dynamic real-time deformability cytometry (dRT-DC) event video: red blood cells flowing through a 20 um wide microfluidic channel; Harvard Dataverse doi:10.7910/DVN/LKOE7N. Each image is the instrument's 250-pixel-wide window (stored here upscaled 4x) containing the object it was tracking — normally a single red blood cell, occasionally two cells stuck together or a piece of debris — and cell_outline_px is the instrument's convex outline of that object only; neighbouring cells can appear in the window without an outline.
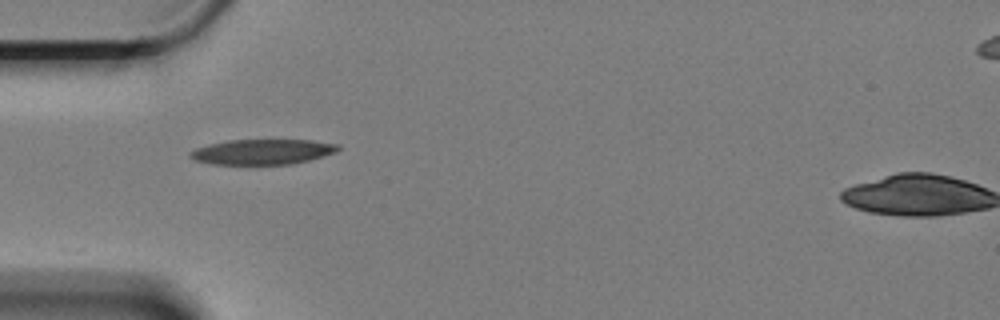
{"species": "Egyptian fruit bat (a non-hibernating species)", "species_latin": "Rousettus aegyptiacus", "temperature_condition": "cold", "stored_images_in_passage": 13, "camera_frame_rate_fps": 3000, "um_per_image_px": 0.085, "animal": {"sex": "female"}, "frame": {"image": 1, "passage_image": 1, "time_ms": 0.0, "image_size_px": [1000, 320], "cell_outline_px": [[340, 148], [336, 152], [308, 160], [292, 164], [212, 164], [196, 160], [188, 156], [188, 152], [196, 148], [208, 144], [228, 140], [312, 140], [340, 144]], "centroid_in_image_um": [22.3, 12.89], "position_along_channel_um": 62.7, "area_um2": 21.73}}
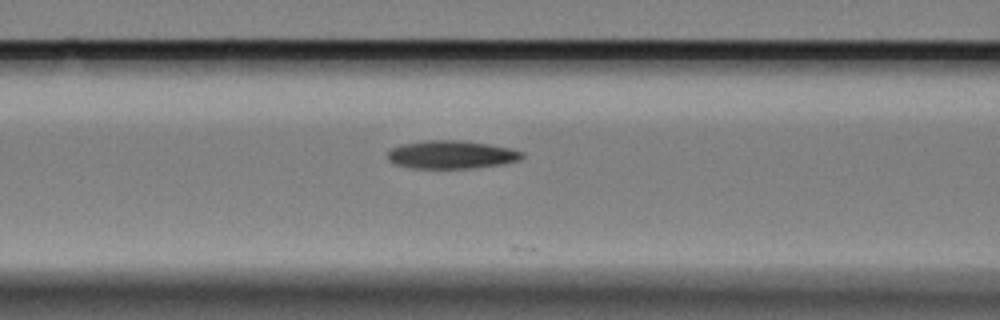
{"frame": {"image": 2, "passage_image": 7, "time_ms": 2.0, "image_size_px": [1000, 320], "cell_outline_px": [[524, 156], [520, 160], [500, 164], [472, 168], [412, 168], [396, 164], [388, 160], [388, 152], [392, 148], [404, 144], [424, 140], [460, 140], [488, 144], [512, 148], [524, 152]], "centroid_in_image_um": [38.4, 13.14], "position_along_channel_um": 128.2, "area_um2": 21.96}}
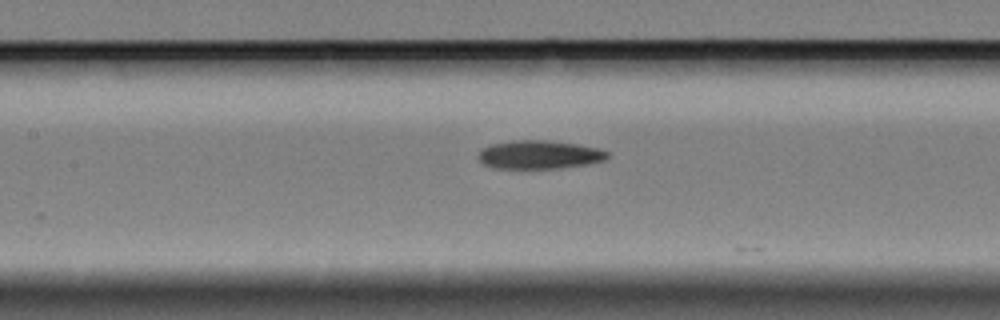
{"frame": {"image": 3, "passage_image": 10, "time_ms": 3.0, "image_size_px": [1000, 320], "cell_outline_px": [[608, 156], [604, 160], [588, 164], [560, 168], [492, 168], [484, 164], [476, 156], [480, 148], [492, 144], [512, 140], [544, 140], [576, 144], [596, 148], [608, 152]], "centroid_in_image_um": [45.78, 13.15], "position_along_channel_um": 161.6, "area_um2": 21.39}}